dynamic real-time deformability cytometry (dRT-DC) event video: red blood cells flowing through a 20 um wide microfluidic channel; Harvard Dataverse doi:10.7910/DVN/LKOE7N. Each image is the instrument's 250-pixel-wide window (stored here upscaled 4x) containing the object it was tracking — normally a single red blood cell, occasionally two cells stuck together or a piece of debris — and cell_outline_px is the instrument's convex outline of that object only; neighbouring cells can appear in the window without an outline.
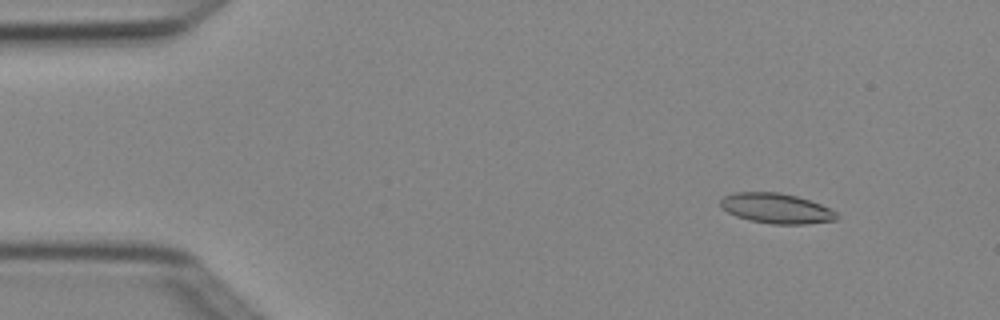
{"species": "Egyptian fruit bat (a non-hibernating species)", "species_latin": "Rousettus aegyptiacus", "temperature_condition": "cold", "stored_images_in_passage": 4, "camera_frame_rate_fps": 3000, "um_per_image_px": 0.085, "animal": {"sex": "female"}, "frame": {"image": 1, "passage_image": 2, "time_ms": 0.333, "image_size_px": [1000, 320], "cell_outline_px": [[840, 216], [836, 220], [808, 224], [772, 224], [748, 220], [736, 216], [728, 212], [720, 204], [720, 200], [724, 196], [736, 192], [780, 192], [796, 196], [820, 204], [836, 212]], "centroid_in_image_um": [66.0, 17.72], "position_along_channel_um": 19.0, "area_um2": 20.35}}